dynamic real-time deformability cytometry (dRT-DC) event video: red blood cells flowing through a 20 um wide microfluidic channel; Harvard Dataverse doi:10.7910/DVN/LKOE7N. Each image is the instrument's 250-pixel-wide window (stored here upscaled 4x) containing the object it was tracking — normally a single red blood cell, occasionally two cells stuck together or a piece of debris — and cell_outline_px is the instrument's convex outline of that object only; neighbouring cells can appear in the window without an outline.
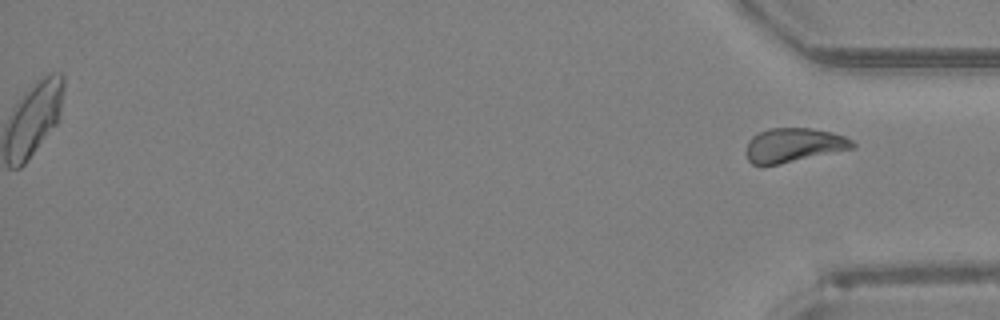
{"species": "Egyptian fruit bat (a non-hibernating species)", "species_latin": "Rousettus aegyptiacus", "temperature_condition": "room temperature", "stored_images_in_passage": 48, "segment_of_instrument_passage": [2, 2], "camera_frame_rate_fps": 3000, "um_per_image_px": 0.085, "animal": {"sex": "female"}, "frame": {"image": 1, "passage_image": 48, "time_ms": 15.667, "image_size_px": [1000, 320], "cell_outline_px": [[856, 144], [852, 148], [780, 164], [752, 164], [748, 160], [744, 152], [748, 140], [752, 136], [768, 128], [812, 128], [832, 132], [844, 136], [852, 140]], "centroid_in_image_um": [67.42, 12.32], "position_along_channel_um": 367.8, "area_um2": 21.1}}